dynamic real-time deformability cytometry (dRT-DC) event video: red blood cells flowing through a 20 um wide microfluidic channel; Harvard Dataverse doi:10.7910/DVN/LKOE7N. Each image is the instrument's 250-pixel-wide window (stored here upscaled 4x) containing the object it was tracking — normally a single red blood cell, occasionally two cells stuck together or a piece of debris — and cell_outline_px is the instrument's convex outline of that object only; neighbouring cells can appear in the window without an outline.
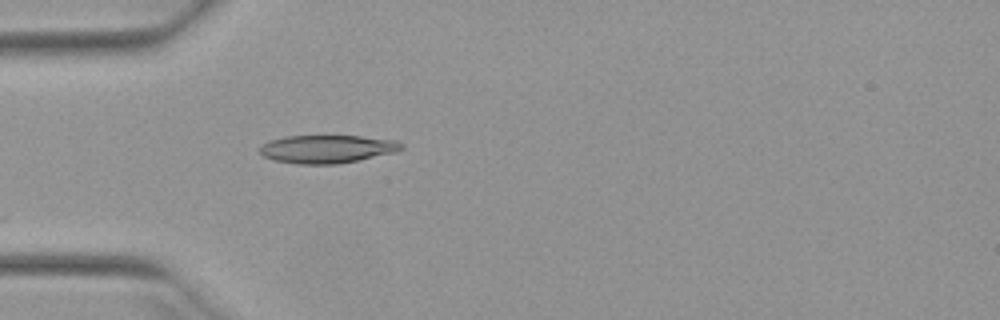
{"species": "Egyptian fruit bat (a non-hibernating species)", "species_latin": "Rousettus aegyptiacus", "temperature_condition": "warm", "stored_images_in_passage": 12, "camera_frame_rate_fps": 3000, "um_per_image_px": 0.085, "animal": {"sex": "female"}, "frame": {"image": 1, "passage_image": 3, "time_ms": 0.667, "image_size_px": [1000, 320], "cell_outline_px": [[404, 148], [396, 152], [336, 164], [296, 164], [276, 160], [264, 156], [260, 152], [260, 148], [264, 144], [272, 140], [288, 136], [360, 136], [396, 140], [404, 144]], "centroid_in_image_um": [27.86, 12.66], "position_along_channel_um": 57.1, "area_um2": 22.89}}
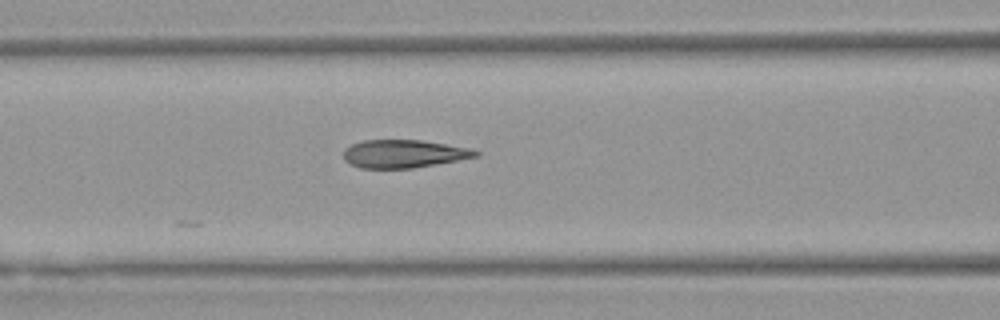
{"frame": {"image": 2, "passage_image": 9, "time_ms": 2.667, "image_size_px": [1000, 320], "cell_outline_px": [[480, 152], [476, 156], [456, 160], [412, 168], [360, 168], [344, 160], [344, 148], [352, 144], [364, 140], [420, 140], [472, 148]], "centroid_in_image_um": [34.29, 13.06], "position_along_channel_um": 132.3, "area_um2": 21.33}}
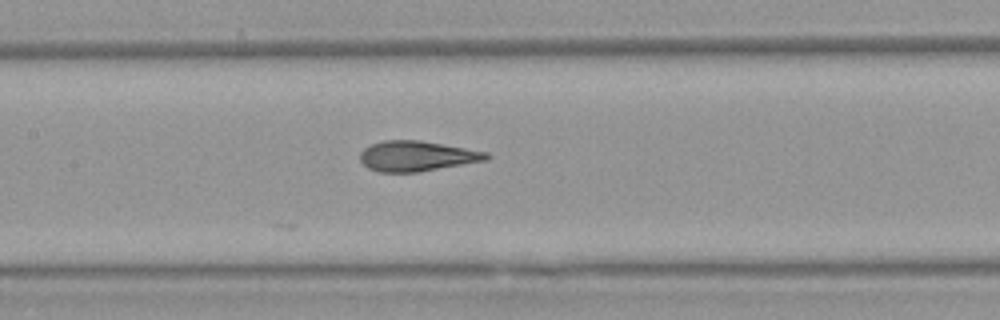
{"frame": {"image": 3, "passage_image": 12, "time_ms": 3.667, "image_size_px": [1000, 320], "cell_outline_px": [[492, 156], [488, 160], [420, 172], [380, 172], [368, 168], [360, 160], [360, 152], [364, 148], [372, 144], [384, 140], [420, 140], [488, 152]], "centroid_in_image_um": [35.46, 13.27], "position_along_channel_um": 171.9, "area_um2": 22.37}}